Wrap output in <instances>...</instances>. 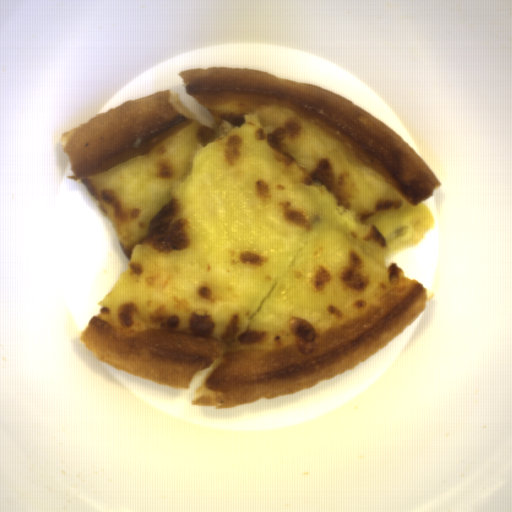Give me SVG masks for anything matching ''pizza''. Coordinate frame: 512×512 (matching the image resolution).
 I'll use <instances>...</instances> for the list:
<instances>
[{
	"label": "pizza",
	"mask_w": 512,
	"mask_h": 512,
	"mask_svg": "<svg viewBox=\"0 0 512 512\" xmlns=\"http://www.w3.org/2000/svg\"><path fill=\"white\" fill-rule=\"evenodd\" d=\"M63 132L128 261L81 344L228 410L355 370L434 294L391 261L434 227L443 184L390 126L313 83L205 66Z\"/></svg>",
	"instance_id": "obj_1"
}]
</instances>
